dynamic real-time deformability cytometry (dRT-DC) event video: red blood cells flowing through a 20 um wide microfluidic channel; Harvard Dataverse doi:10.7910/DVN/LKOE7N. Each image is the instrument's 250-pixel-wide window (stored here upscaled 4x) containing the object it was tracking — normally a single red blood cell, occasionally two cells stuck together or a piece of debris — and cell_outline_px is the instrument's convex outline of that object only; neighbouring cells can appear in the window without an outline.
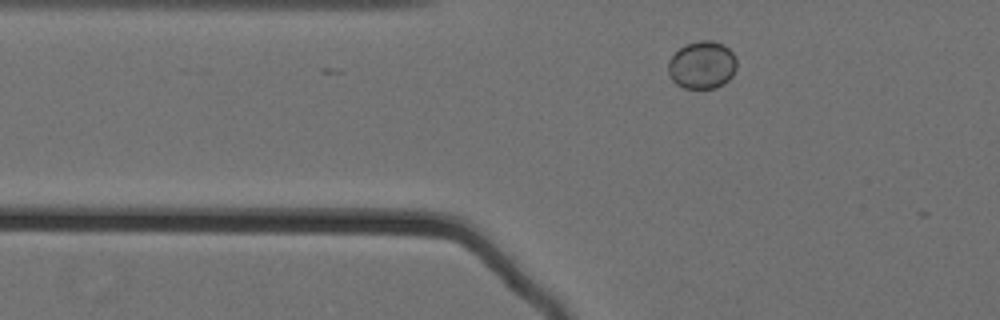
{"species": "Egyptian fruit bat (a non-hibernating species)", "species_latin": "Rousettus aegyptiacus", "temperature_condition": "cold", "stored_images_in_passage": 38, "camera_frame_rate_fps": 3000, "um_per_image_px": 0.085, "animal": {"sex": "female"}, "frame": {"image": 1, "passage_image": 2, "time_ms": 0.333, "image_size_px": [1000, 320], "cell_outline_px": [[736, 68], [732, 76], [724, 84], [716, 88], [684, 88], [676, 84], [672, 80], [668, 72], [668, 60], [684, 44], [700, 40], [712, 40], [724, 44], [736, 56]], "centroid_in_image_um": [59.68, 5.52], "position_along_channel_um": 66.1, "area_um2": 19.25}}
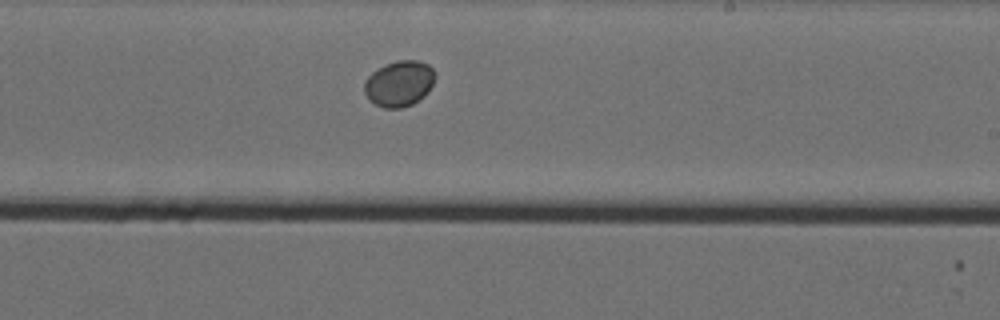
{"frame": {"image": 2, "passage_image": 19, "time_ms": 6.0, "image_size_px": [1000, 320], "cell_outline_px": [[432, 84], [428, 92], [424, 96], [412, 104], [400, 108], [384, 108], [368, 100], [364, 92], [364, 80], [376, 68], [396, 60], [420, 60], [428, 64], [432, 68]], "centroid_in_image_um": [33.88, 7.1], "position_along_channel_um": 255.1, "area_um2": 18.84}}
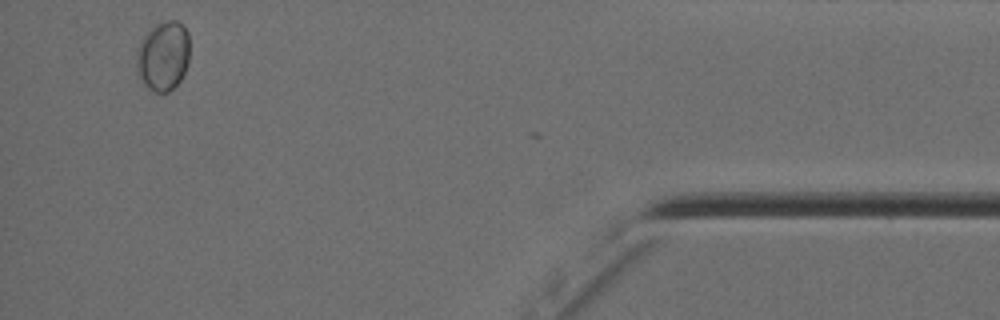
{"frame": {"image": 3, "passage_image": 37, "time_ms": 12.0, "image_size_px": [1000, 320], "cell_outline_px": [[188, 64], [180, 80], [168, 92], [152, 92], [136, 76], [136, 48], [144, 32], [168, 20], [176, 20], [188, 32]], "centroid_in_image_um": [13.81, 4.78], "position_along_channel_um": 421.4, "area_um2": 21.73}}